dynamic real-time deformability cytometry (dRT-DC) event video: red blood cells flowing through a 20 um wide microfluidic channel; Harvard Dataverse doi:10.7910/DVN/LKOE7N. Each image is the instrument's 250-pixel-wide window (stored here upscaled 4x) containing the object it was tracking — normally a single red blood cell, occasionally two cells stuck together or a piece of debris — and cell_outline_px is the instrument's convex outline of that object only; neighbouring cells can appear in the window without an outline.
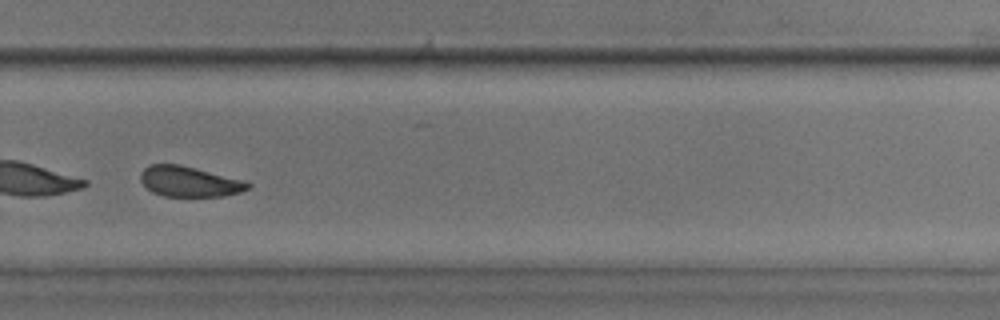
{"species": "common noctule bat (a hibernating species)", "species_latin": "Nyctalus noctula", "temperature_condition": "room temperature", "stored_images_in_passage": 37, "camera_frame_rate_fps": 3000, "um_per_image_px": 0.085, "animal": {"sex": "male", "body_mass_g": 17.9, "forearm_length_mm": 54.2}, "frame": {"image": 1, "passage_image": 22, "time_ms": 7.0, "image_size_px": [1000, 320], "cell_outline_px": [[252, 184], [248, 188], [240, 192], [224, 196], [164, 196], [152, 192], [140, 180], [140, 172], [148, 164], [180, 164], [244, 180]], "centroid_in_image_um": [16.08, 15.42], "position_along_channel_um": 313.7, "area_um2": 19.02}, "authors_computed_cell_mechanics": {"area_um2": 20.519, "velocity_mm_per_s": 3.9363, "shape_relaxation_time_tau1_ms": 5.0964, "shape_relaxation_time_tau2_ms": 2.0383, "deformation_change_tau1": 0.119, "deformation_change_tau2": 0.0698}}